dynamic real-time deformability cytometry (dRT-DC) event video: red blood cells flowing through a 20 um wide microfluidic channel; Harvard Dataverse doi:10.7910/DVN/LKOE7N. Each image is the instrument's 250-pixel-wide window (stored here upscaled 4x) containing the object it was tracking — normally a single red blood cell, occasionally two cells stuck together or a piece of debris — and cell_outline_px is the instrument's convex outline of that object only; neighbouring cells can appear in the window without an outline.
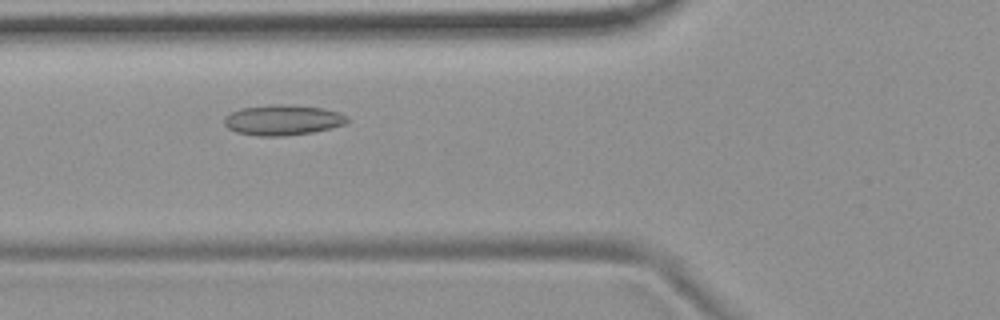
{"species": "common noctule bat (a hibernating species)", "species_latin": "Nyctalus noctula", "temperature_condition": "room temperature", "stored_images_in_passage": 49, "camera_frame_rate_fps": 3000, "um_per_image_px": 0.085, "animal": {"sex": "female", "body_mass_g": 19.9}, "frame": {"image": 1, "passage_image": 15, "time_ms": 4.667, "image_size_px": [1000, 320], "cell_outline_px": [[348, 120], [344, 124], [312, 132], [284, 136], [260, 136], [236, 132], [228, 128], [224, 124], [224, 116], [240, 108], [276, 104], [292, 104], [324, 108], [340, 112]], "centroid_in_image_um": [24.0, 10.19], "position_along_channel_um": 101.8, "area_um2": 21.73}}
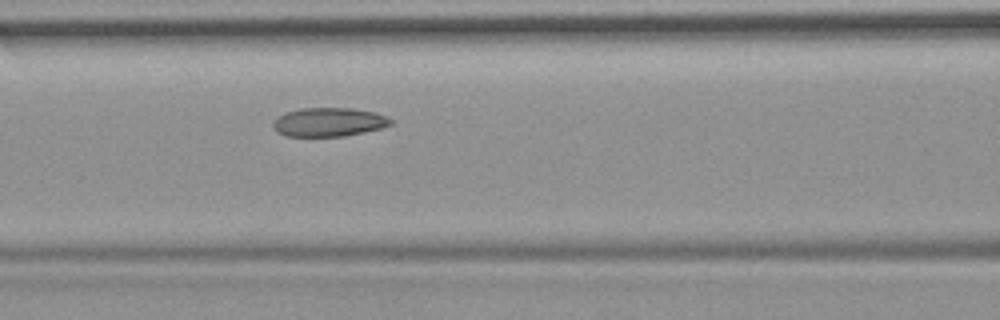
{"frame": {"image": 2, "passage_image": 18, "time_ms": 5.667, "image_size_px": [1000, 320], "cell_outline_px": [[392, 124], [380, 128], [364, 132], [344, 136], [288, 136], [280, 132], [272, 124], [284, 112], [300, 108], [352, 108], [372, 112], [388, 116], [392, 120]], "centroid_in_image_um": [27.99, 10.37], "position_along_channel_um": 138.6, "area_um2": 19.48}}
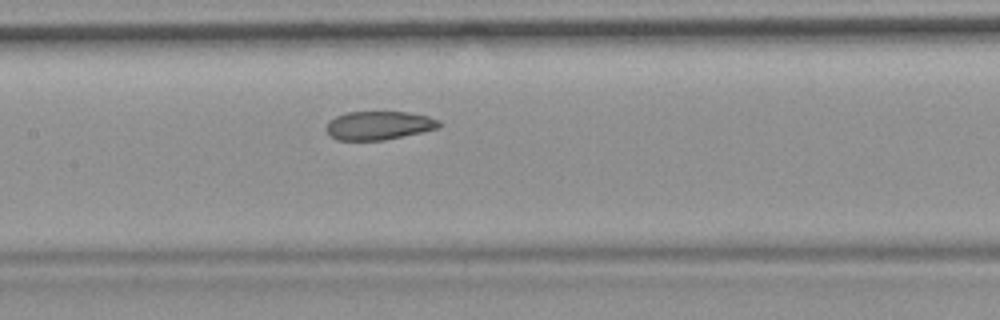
{"frame": {"image": 3, "passage_image": 21, "time_ms": 6.667, "image_size_px": [1000, 320], "cell_outline_px": [[440, 124], [436, 128], [420, 132], [384, 140], [336, 140], [324, 128], [328, 120], [336, 116], [348, 112], [408, 112], [428, 116], [440, 120]], "centroid_in_image_um": [32.15, 10.65], "position_along_channel_um": 175.2, "area_um2": 18.67}, "authors_computed_cell_mechanics": {"area_um2": 20.1722, "velocity_mm_per_s": 3.6734, "shape_relaxation_time_tau1_ms": 6.6277, "shape_relaxation_time_tau2_ms": 2.9711, "deformation_change_tau1": 0.1116, "deformation_change_tau2": 0.0648}}